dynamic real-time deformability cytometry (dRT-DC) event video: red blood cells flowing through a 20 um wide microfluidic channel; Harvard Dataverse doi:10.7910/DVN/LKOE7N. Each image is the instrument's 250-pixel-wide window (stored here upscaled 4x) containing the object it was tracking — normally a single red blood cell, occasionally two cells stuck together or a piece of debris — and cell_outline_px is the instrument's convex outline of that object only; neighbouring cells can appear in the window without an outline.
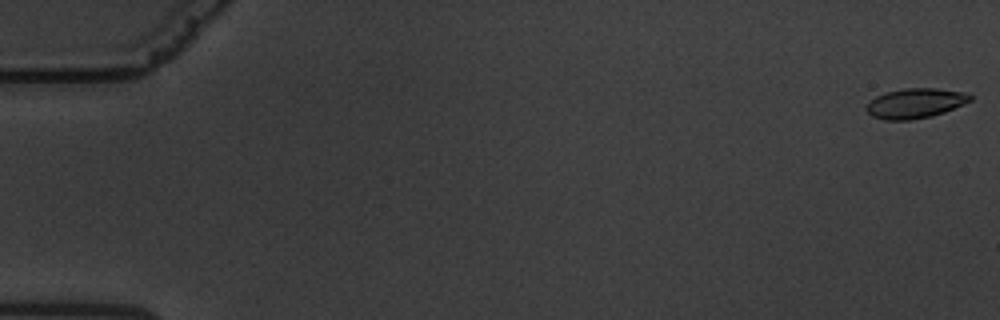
{"species": "common noctule bat (a hibernating species)", "species_latin": "Nyctalus noctula", "temperature_condition": "warm", "stored_images_in_passage": 17, "camera_frame_rate_fps": 3000, "um_per_image_px": 0.085, "animal": {"sex": "male", "body_mass_g": 19.5, "forearm_length_mm": 54.6}, "frame": {"image": 1, "passage_image": 1, "time_ms": 0.0, "image_size_px": [1000, 320], "cell_outline_px": [[972, 100], [944, 112], [932, 116], [908, 120], [884, 120], [872, 116], [864, 108], [876, 96], [884, 92], [904, 88], [936, 88], [968, 92], [972, 96]], "centroid_in_image_um": [77.81, 8.77], "position_along_channel_um": 7.2, "area_um2": 18.15}}